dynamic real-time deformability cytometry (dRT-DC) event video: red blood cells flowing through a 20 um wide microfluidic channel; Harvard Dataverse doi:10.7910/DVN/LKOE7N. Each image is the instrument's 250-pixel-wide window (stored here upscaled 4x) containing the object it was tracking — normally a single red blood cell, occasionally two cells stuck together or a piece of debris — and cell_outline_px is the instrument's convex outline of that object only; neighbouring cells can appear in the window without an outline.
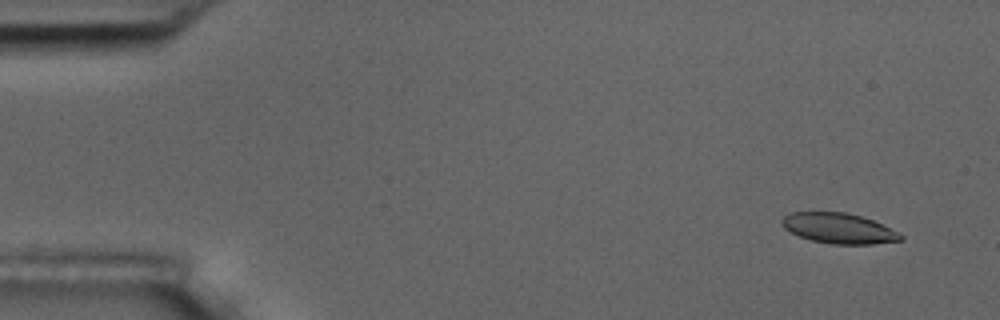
{"species": "common noctule bat (a hibernating species)", "species_latin": "Nyctalus noctula", "temperature_condition": "room temperature", "stored_images_in_passage": 10, "camera_frame_rate_fps": 3000, "um_per_image_px": 0.085, "animal": {"sex": "male", "body_mass_g": 17.5, "forearm_length_mm": 52.3}, "frame": {"image": 1, "passage_image": 1, "time_ms": 0.0, "image_size_px": [1000, 320], "cell_outline_px": [[904, 240], [872, 244], [832, 244], [812, 240], [800, 236], [784, 228], [780, 220], [784, 216], [792, 212], [844, 212], [860, 216], [872, 220], [900, 232], [904, 236]], "centroid_in_image_um": [71.33, 19.41], "position_along_channel_um": 13.7, "area_um2": 20.92}}
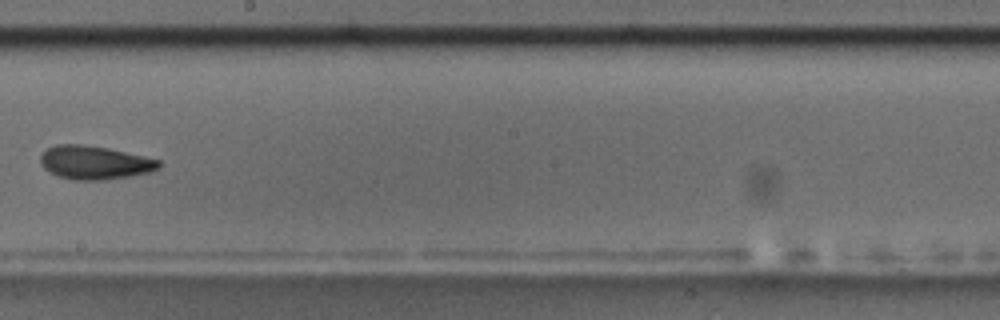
{"frame": {"image": 2, "passage_image": 9, "time_ms": 9.333, "image_size_px": [1000, 320], "cell_outline_px": [[160, 168], [152, 172], [132, 176], [108, 180], [72, 180], [60, 176], [44, 168], [40, 164], [40, 156], [48, 148], [56, 144], [84, 144], [108, 148], [144, 156], [160, 160]], "centroid_in_image_um": [8.08, 13.82], "position_along_channel_um": 240.1, "area_um2": 23.29}}
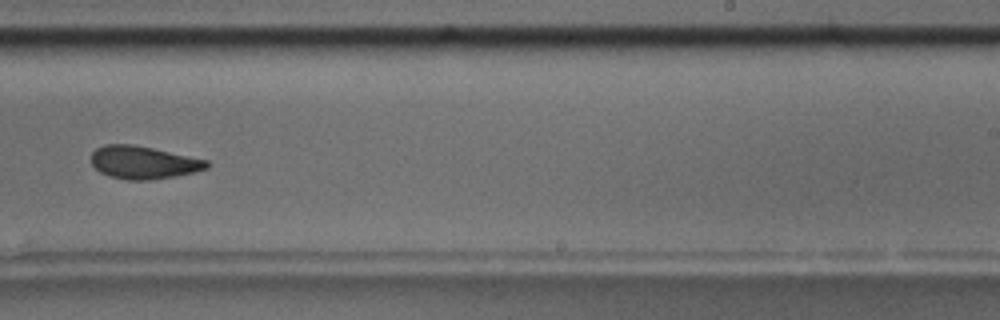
{"frame": {"image": 3, "passage_image": 10, "time_ms": 10.333, "image_size_px": [1000, 320], "cell_outline_px": [[212, 164], [208, 168], [176, 176], [148, 180], [128, 180], [108, 176], [100, 172], [92, 164], [92, 152], [96, 148], [104, 144], [132, 144], [152, 148], [208, 160]], "centroid_in_image_um": [12.19, 13.81], "position_along_channel_um": 276.8, "area_um2": 22.08}}